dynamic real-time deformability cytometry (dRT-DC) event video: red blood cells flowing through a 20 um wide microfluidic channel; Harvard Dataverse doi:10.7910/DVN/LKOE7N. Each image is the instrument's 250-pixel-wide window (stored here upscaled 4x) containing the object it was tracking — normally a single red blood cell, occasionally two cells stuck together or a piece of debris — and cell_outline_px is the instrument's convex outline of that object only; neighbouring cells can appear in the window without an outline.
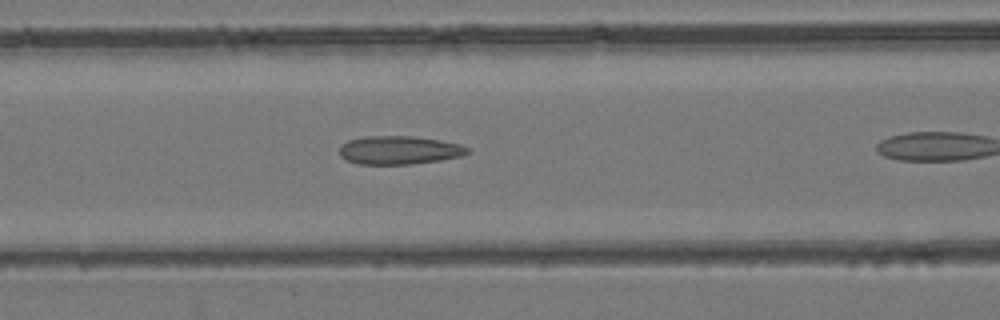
{"species": "common noctule bat (a hibernating species)", "species_latin": "Nyctalus noctula", "temperature_condition": "room temperature", "stored_images_in_passage": 15, "camera_frame_rate_fps": 3000, "um_per_image_px": 0.085, "animal": {"sex": "female", "body_mass_g": 24.6, "forearm_length_mm": 56.2}, "frame": {"image": 1, "passage_image": 3, "time_ms": 0.667, "image_size_px": [1000, 320], "cell_outline_px": [[472, 152], [460, 156], [440, 160], [412, 164], [356, 164], [340, 156], [340, 144], [348, 140], [364, 136], [412, 136], [440, 140], [460, 144], [468, 148]], "centroid_in_image_um": [33.92, 12.76], "position_along_channel_um": 132.7, "area_um2": 21.27}}
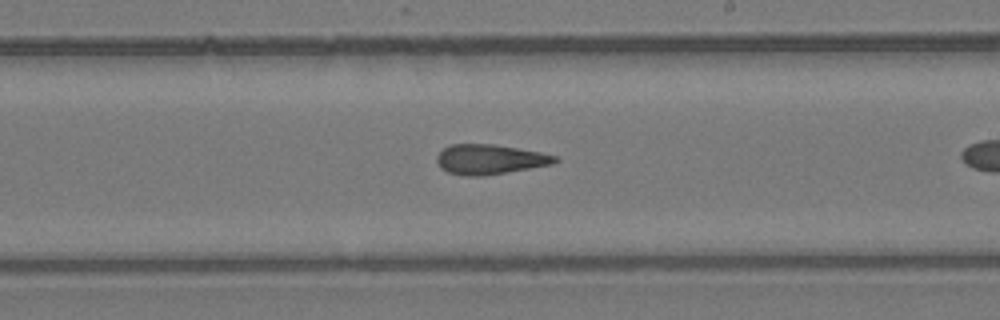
{"frame": {"image": 2, "passage_image": 11, "time_ms": 3.333, "image_size_px": [1000, 320], "cell_outline_px": [[560, 160], [552, 164], [480, 176], [464, 176], [448, 172], [440, 168], [436, 160], [436, 156], [448, 144], [496, 144], [540, 152], [556, 156]], "centroid_in_image_um": [41.59, 13.53], "position_along_channel_um": 247.4, "area_um2": 20.46}}